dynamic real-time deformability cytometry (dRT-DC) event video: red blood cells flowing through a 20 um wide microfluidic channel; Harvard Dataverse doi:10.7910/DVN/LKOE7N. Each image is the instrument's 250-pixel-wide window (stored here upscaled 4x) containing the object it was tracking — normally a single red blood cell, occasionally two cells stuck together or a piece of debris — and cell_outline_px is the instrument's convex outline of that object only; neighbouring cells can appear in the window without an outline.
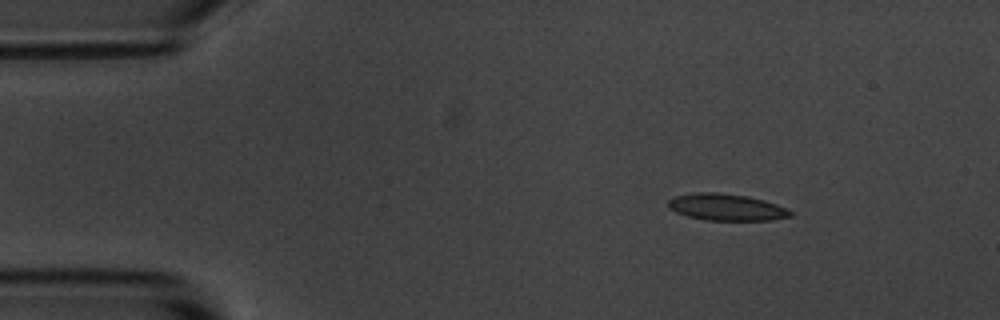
{"species": "common noctule bat (a hibernating species)", "species_latin": "Nyctalus noctula", "temperature_condition": "room temperature", "stored_images_in_passage": 4, "camera_frame_rate_fps": 3000, "um_per_image_px": 0.085, "animal": {"sex": "male", "body_mass_g": 20.1, "forearm_length_mm": 53.5}, "frame": {"image": 1, "passage_image": 1, "time_ms": 0.0, "image_size_px": [1000, 320], "cell_outline_px": [[792, 216], [772, 220], [704, 220], [688, 216], [676, 212], [668, 208], [668, 200], [676, 196], [696, 192], [716, 192], [748, 196], [764, 200], [788, 208], [792, 212]], "centroid_in_image_um": [61.75, 17.61], "position_along_channel_um": 23.2, "area_um2": 19.07}}
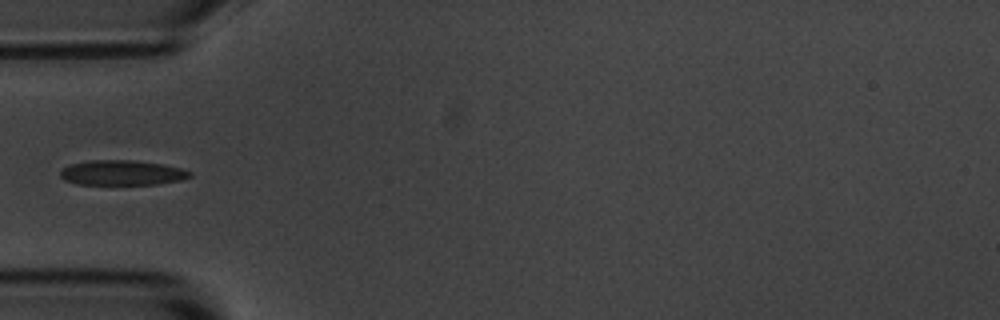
{"frame": {"image": 2, "passage_image": 4, "time_ms": 3.333, "image_size_px": [1000, 320], "cell_outline_px": [[192, 176], [180, 180], [156, 184], [76, 184], [64, 180], [60, 176], [60, 172], [64, 168], [72, 164], [92, 160], [132, 160], [164, 164], [180, 168], [192, 172]], "centroid_in_image_um": [10.39, 14.68], "position_along_channel_um": 74.6, "area_um2": 18.73}}